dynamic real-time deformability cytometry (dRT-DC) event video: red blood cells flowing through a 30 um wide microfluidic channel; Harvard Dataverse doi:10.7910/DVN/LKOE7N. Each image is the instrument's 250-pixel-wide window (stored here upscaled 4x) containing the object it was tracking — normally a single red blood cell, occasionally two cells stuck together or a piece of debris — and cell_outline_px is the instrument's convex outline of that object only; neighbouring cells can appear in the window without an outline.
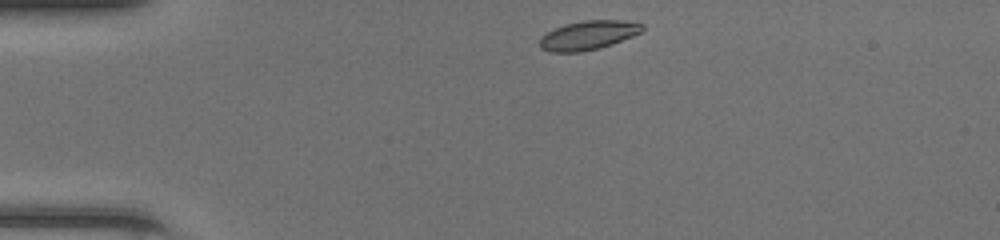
{"species": "common noctule bat (a hibernating species)", "species_latin": "Nyctalus noctula", "temperature_condition": "room temperature", "stored_images_in_passage": 39, "camera_frame_rate_fps": 3000, "um_per_image_px": 0.085, "animal": {"sex": "female", "body_mass_g": 20.0, "forearm_length_mm": 54.0}, "frame": {"image": 1, "passage_image": 1, "time_ms": 0.0, "image_size_px": [1000, 240], "cell_outline_px": [[644, 28], [640, 32], [632, 36], [612, 44], [600, 48], [580, 52], [552, 52], [540, 48], [540, 36], [564, 24], [584, 20], [620, 20], [644, 24]], "centroid_in_image_um": [49.99, 2.99], "position_along_channel_um": 35.0, "area_um2": 17.28}}
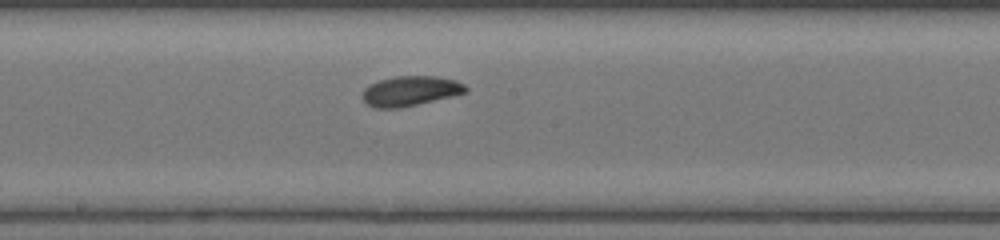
{"frame": {"image": 2, "passage_image": 17, "time_ms": 5.333, "image_size_px": [1000, 240], "cell_outline_px": [[468, 92], [452, 96], [400, 108], [376, 108], [368, 104], [364, 100], [364, 88], [368, 84], [380, 80], [396, 76], [436, 76], [456, 80], [464, 84], [468, 88]], "centroid_in_image_um": [34.91, 7.72], "position_along_channel_um": 213.3, "area_um2": 17.92}}
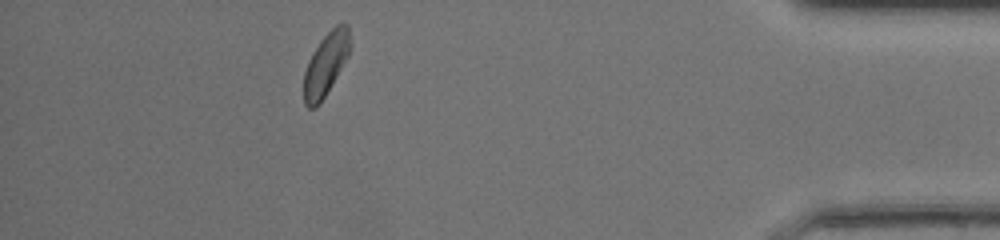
{"frame": {"image": 3, "passage_image": 34, "time_ms": 11.0, "image_size_px": [1000, 240], "cell_outline_px": [[352, 44], [348, 56], [332, 84], [320, 104], [316, 108], [308, 108], [304, 104], [304, 72], [308, 60], [312, 52], [320, 40], [336, 24], [348, 24]], "centroid_in_image_um": [27.7, 5.45], "position_along_channel_um": 407.5, "area_um2": 17.11}, "authors_computed_cell_mechanics": {"area_um2": 17.629, "velocity_mm_per_s": 4.2916, "shape_relaxation_time_tau1_ms": 2.1094, "shape_relaxation_time_tau2_ms": 3.0688, "deformation_change_tau1": 0.1106, "deformation_change_tau2": 0.0715}}